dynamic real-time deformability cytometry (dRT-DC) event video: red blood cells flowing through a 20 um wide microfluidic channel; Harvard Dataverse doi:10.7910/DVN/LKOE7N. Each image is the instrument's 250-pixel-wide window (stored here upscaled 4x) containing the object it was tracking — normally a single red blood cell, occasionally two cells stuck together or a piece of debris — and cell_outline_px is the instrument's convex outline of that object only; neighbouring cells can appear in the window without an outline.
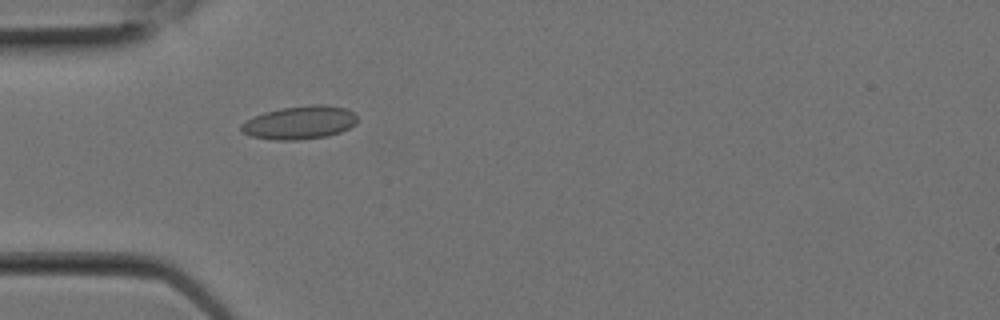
{"species": "Egyptian fruit bat (a non-hibernating species)", "species_latin": "Rousettus aegyptiacus", "temperature_condition": "room temperature", "stored_images_in_passage": 8, "camera_frame_rate_fps": 3000, "um_per_image_px": 0.085, "animal": {"sex": "female"}, "frame": {"image": 1, "passage_image": 4, "time_ms": 1.0, "image_size_px": [1000, 320], "cell_outline_px": [[356, 124], [340, 132], [328, 136], [296, 140], [276, 140], [252, 136], [240, 132], [240, 124], [264, 112], [280, 108], [312, 104], [324, 104], [344, 108], [352, 112], [356, 116]], "centroid_in_image_um": [25.46, 10.42], "position_along_channel_um": 59.5, "area_um2": 22.43}}
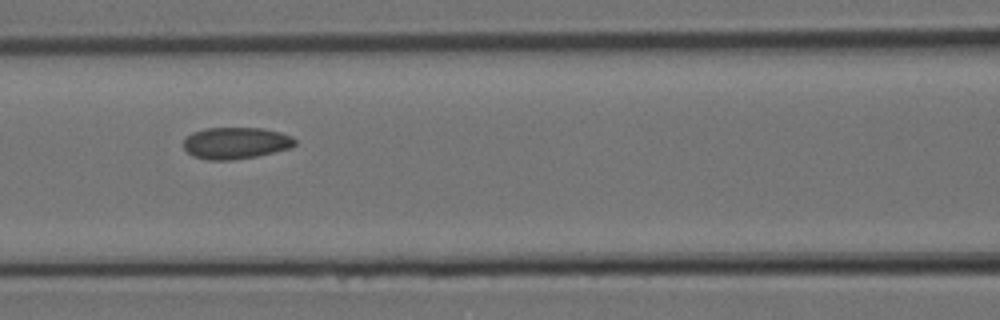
{"frame": {"image": 2, "passage_image": 7, "time_ms": 2.0, "image_size_px": [1000, 320], "cell_outline_px": [[296, 144], [292, 148], [256, 156], [228, 160], [208, 160], [192, 156], [184, 148], [184, 140], [192, 132], [204, 128], [264, 128], [280, 132], [292, 136], [296, 140]], "centroid_in_image_um": [20.06, 12.15], "position_along_channel_um": 146.5, "area_um2": 20.63}}
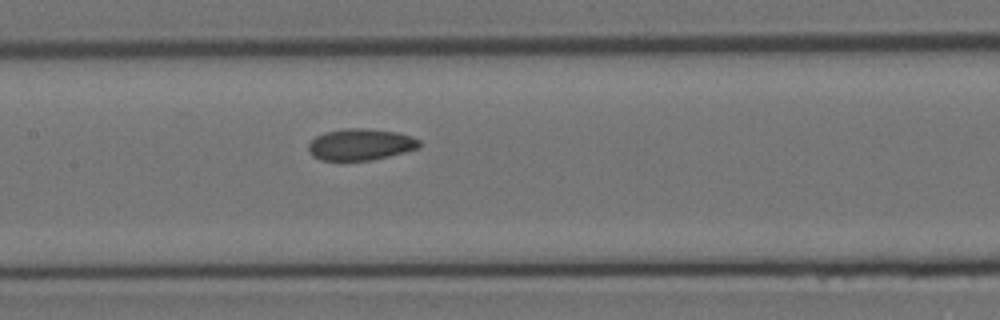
{"frame": {"image": 3, "passage_image": 8, "time_ms": 2.333, "image_size_px": [1000, 320], "cell_outline_px": [[420, 148], [372, 160], [320, 160], [312, 156], [308, 152], [308, 144], [316, 136], [324, 132], [344, 128], [364, 128], [396, 132], [412, 136], [420, 140]], "centroid_in_image_um": [30.63, 12.28], "position_along_channel_um": 176.8, "area_um2": 20.46}}